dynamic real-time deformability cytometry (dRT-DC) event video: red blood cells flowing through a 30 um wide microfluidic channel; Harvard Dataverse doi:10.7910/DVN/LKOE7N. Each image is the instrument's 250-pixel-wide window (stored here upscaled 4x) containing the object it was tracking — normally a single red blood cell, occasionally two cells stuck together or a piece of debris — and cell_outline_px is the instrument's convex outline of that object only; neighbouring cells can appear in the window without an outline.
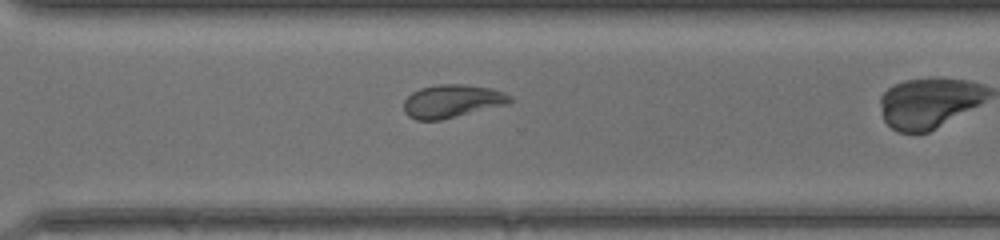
{"species": "common noctule bat (a hibernating species)", "species_latin": "Nyctalus noctula", "temperature_condition": "warm", "stored_images_in_passage": 25, "camera_frame_rate_fps": 3000, "um_per_image_px": 0.085, "animal": {"sex": "female", "body_mass_g": 17.0, "forearm_length_mm": 48.0}, "frame": {"image": 1, "passage_image": 22, "time_ms": 7.0, "image_size_px": [1000, 240], "cell_outline_px": [[512, 100], [508, 104], [440, 120], [416, 120], [408, 116], [404, 112], [404, 100], [412, 92], [420, 88], [440, 84], [468, 84], [492, 88], [504, 92], [512, 96]], "centroid_in_image_um": [38.43, 8.59], "position_along_channel_um": 332.2, "area_um2": 20.58}}